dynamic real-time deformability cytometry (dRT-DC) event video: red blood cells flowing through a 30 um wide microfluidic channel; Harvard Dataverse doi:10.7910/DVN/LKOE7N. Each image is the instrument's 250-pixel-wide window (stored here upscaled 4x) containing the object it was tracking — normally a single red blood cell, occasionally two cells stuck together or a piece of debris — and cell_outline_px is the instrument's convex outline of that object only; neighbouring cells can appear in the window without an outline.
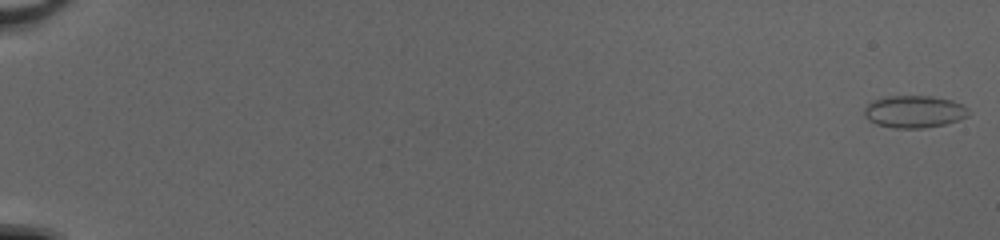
{"species": "common noctule bat (a hibernating species)", "species_latin": "Nyctalus noctula", "temperature_condition": "cold", "stored_images_in_passage": 53, "camera_frame_rate_fps": 3000, "um_per_image_px": 0.085, "animal": {"sex": "female", "body_mass_g": 20.0, "forearm_length_mm": 54.0}, "frame": {"image": 1, "passage_image": 1, "time_ms": 0.0, "image_size_px": [1000, 240], "cell_outline_px": [[968, 116], [944, 124], [924, 128], [896, 128], [876, 124], [868, 120], [864, 116], [864, 108], [872, 100], [884, 96], [932, 96], [952, 100], [964, 104], [968, 108]], "centroid_in_image_um": [77.68, 9.48], "position_along_channel_um": 7.3, "area_um2": 19.71}}
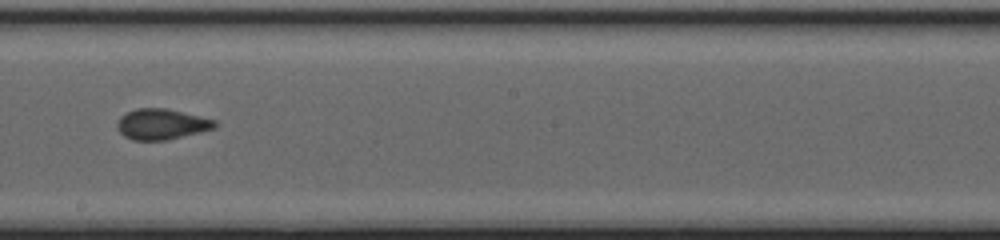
{"frame": {"image": 2, "passage_image": 33, "time_ms": 10.667, "image_size_px": [1000, 240], "cell_outline_px": [[216, 128], [168, 140], [132, 140], [124, 136], [116, 128], [116, 120], [120, 116], [136, 108], [168, 108], [216, 120]], "centroid_in_image_um": [13.71, 10.55], "position_along_channel_um": 234.5, "area_um2": 17.63}}
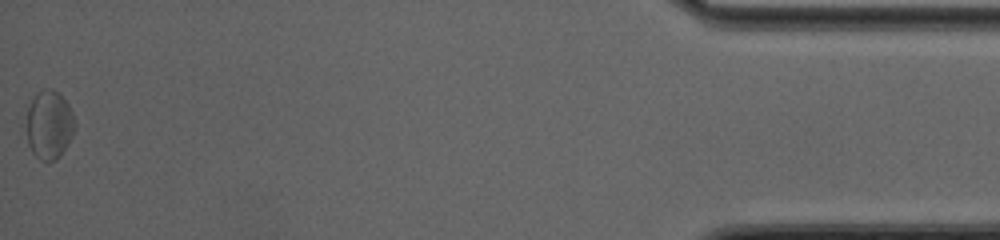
{"frame": {"image": 3, "passage_image": 53, "time_ms": 17.333, "image_size_px": [1000, 240], "cell_outline_px": [[76, 124], [72, 136], [68, 144], [60, 156], [56, 160], [40, 160], [32, 152], [28, 144], [28, 108], [32, 100], [44, 88], [52, 88], [60, 92], [68, 104], [72, 112]], "centroid_in_image_um": [4.22, 10.6], "position_along_channel_um": 431.0, "area_um2": 19.19}, "authors_computed_cell_mechanics": {"area_um2": 17.5134, "velocity_mm_per_s": 4.1382, "shape_relaxation_time_tau1_ms": 6.9602, "shape_relaxation_time_tau2_ms": 1.9061, "deformation_change_tau1": 0.1024, "deformation_change_tau2": 0.0667}}